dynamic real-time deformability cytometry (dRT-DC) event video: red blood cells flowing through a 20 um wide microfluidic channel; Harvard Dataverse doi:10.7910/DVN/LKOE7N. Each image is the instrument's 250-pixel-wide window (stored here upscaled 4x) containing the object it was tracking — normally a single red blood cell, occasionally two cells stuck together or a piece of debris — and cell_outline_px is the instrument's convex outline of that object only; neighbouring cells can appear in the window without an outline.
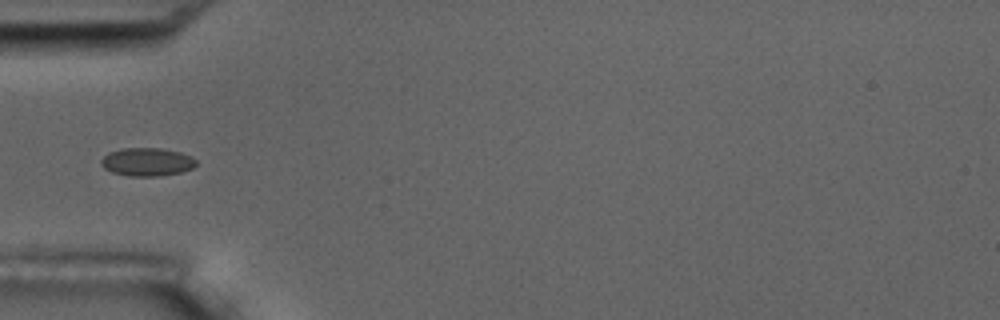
{"species": "common noctule bat (a hibernating species)", "species_latin": "Nyctalus noctula", "temperature_condition": "room temperature", "stored_images_in_passage": 17, "camera_frame_rate_fps": 3000, "um_per_image_px": 0.085, "animal": {"sex": "male", "body_mass_g": 17.5, "forearm_length_mm": 52.3}, "frame": {"image": 1, "passage_image": 6, "time_ms": 5.667, "image_size_px": [1000, 320], "cell_outline_px": [[196, 164], [192, 168], [180, 172], [160, 176], [128, 176], [112, 172], [104, 168], [100, 164], [100, 160], [108, 152], [120, 148], [160, 148], [180, 152], [192, 156], [196, 160]], "centroid_in_image_um": [12.47, 13.76], "position_along_channel_um": 72.5, "area_um2": 15.72}}
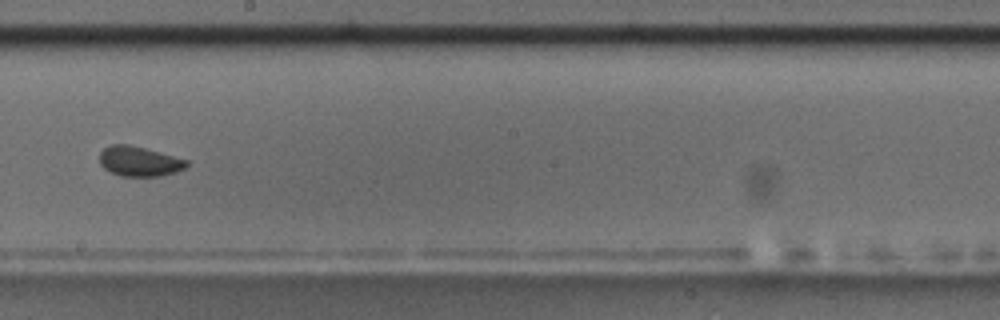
{"frame": {"image": 2, "passage_image": 10, "time_ms": 10.333, "image_size_px": [1000, 320], "cell_outline_px": [[188, 164], [184, 168], [176, 172], [160, 176], [124, 176], [112, 172], [104, 168], [100, 164], [100, 152], [104, 148], [112, 144], [128, 144], [144, 148], [188, 160]], "centroid_in_image_um": [11.83, 13.71], "position_along_channel_um": 236.4, "area_um2": 14.97}, "authors_computed_cell_mechanics": {"area_um2": 15.4326, "velocity_mm_per_s": 3.5195, "shape_relaxation_time_tau1_ms": 4.873, "shape_relaxation_time_tau2_ms": 0.8555, "deformation_change_tau1": 0.0532, "deformation_change_tau2": 0.0466}}